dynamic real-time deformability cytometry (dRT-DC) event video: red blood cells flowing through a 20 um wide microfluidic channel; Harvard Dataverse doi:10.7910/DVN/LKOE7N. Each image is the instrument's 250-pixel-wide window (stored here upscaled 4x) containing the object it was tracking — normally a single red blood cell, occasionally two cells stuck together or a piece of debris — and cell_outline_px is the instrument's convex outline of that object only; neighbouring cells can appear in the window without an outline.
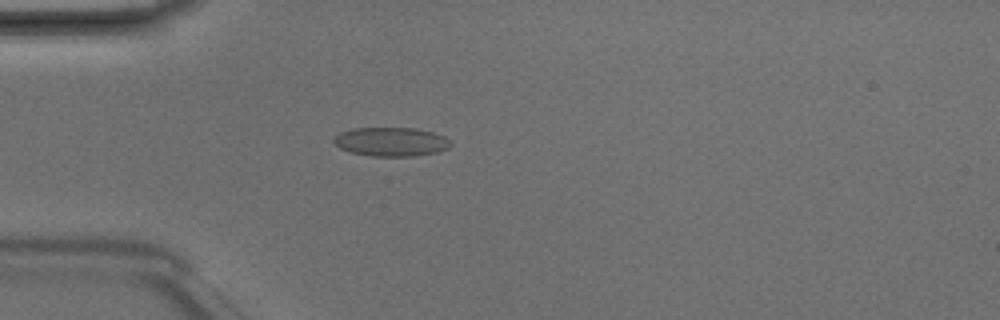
{"species": "Egyptian fruit bat (a non-hibernating species)", "species_latin": "Rousettus aegyptiacus", "temperature_condition": "room temperature", "stored_images_in_passage": 4, "camera_frame_rate_fps": 3000, "um_per_image_px": 0.085, "animal": {"sex": "male"}, "frame": {"image": 1, "passage_image": 4, "time_ms": 1.0, "image_size_px": [1000, 320], "cell_outline_px": [[452, 144], [448, 148], [436, 152], [416, 156], [372, 156], [352, 152], [340, 148], [332, 140], [340, 132], [352, 128], [416, 128], [432, 132], [444, 136], [452, 140]], "centroid_in_image_um": [33.27, 12.04], "position_along_channel_um": 51.7, "area_um2": 19.71}}